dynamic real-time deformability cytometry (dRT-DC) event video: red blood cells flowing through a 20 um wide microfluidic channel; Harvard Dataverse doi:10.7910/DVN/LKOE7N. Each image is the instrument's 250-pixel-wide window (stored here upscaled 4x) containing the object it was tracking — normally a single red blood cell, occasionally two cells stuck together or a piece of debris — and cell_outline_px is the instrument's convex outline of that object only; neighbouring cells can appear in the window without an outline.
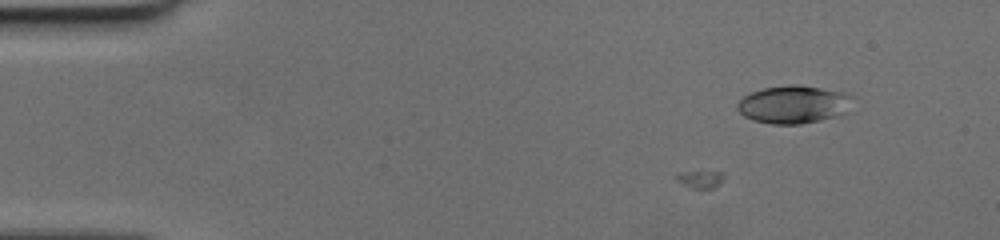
{"species": "human", "species_latin": "Homo sapiens", "temperature_condition": "cold", "stored_images_in_passage": 4, "camera_frame_rate_fps": 3000, "um_per_image_px": 0.085, "donor": {"sex": "female"}, "frame": {"image": 1, "passage_image": 4, "time_ms": 1.0, "image_size_px": [1000, 240], "cell_outline_px": [[856, 96], [852, 112], [820, 120], [800, 124], [772, 124], [752, 120], [744, 116], [736, 108], [736, 104], [744, 96], [752, 92], [764, 88], [788, 84], [796, 84], [848, 92]], "centroid_in_image_um": [67.57, 8.87], "position_along_channel_um": 17.4, "area_um2": 26.18}}